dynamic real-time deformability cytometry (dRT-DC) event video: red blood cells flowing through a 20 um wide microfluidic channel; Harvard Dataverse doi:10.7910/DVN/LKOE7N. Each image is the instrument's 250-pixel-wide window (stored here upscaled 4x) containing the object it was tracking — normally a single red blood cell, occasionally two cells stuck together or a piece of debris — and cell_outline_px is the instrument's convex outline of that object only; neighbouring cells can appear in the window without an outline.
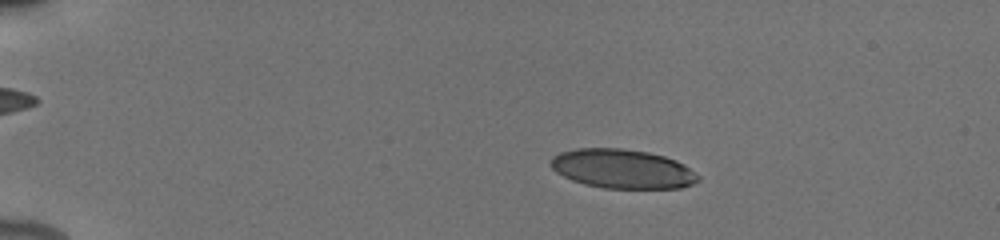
{"species": "human", "species_latin": "Homo sapiens", "temperature_condition": "cold", "stored_images_in_passage": 63, "camera_frame_rate_fps": 3000, "um_per_image_px": 0.085, "donor": {"sex": "male"}, "frame": {"image": 1, "passage_image": 10, "time_ms": 3.333, "image_size_px": [1000, 240], "cell_outline_px": [[700, 180], [692, 184], [680, 188], [604, 188], [584, 184], [572, 180], [556, 172], [548, 164], [548, 160], [552, 156], [560, 152], [576, 148], [620, 148], [648, 152], [664, 156], [676, 160], [684, 164], [700, 176]], "centroid_in_image_um": [52.88, 14.34], "position_along_channel_um": 32.1, "area_um2": 33.87}}
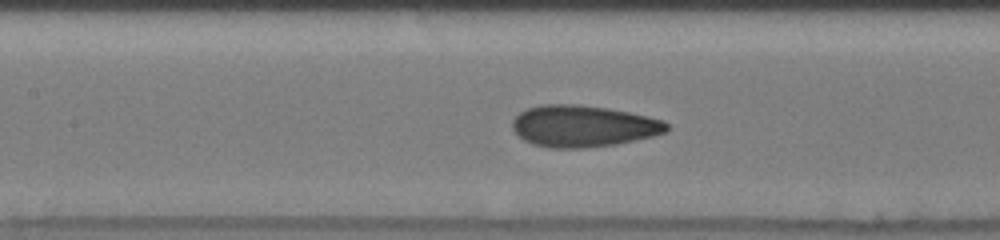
{"frame": {"image": 2, "passage_image": 25, "time_ms": 8.667, "image_size_px": [1000, 240], "cell_outline_px": [[668, 132], [652, 136], [616, 144], [584, 148], [548, 148], [532, 144], [524, 140], [512, 128], [512, 120], [520, 112], [528, 108], [544, 104], [576, 104], [608, 108], [628, 112], [664, 120], [668, 124]], "centroid_in_image_um": [49.56, 10.72], "position_along_channel_um": 157.8, "area_um2": 37.4}}
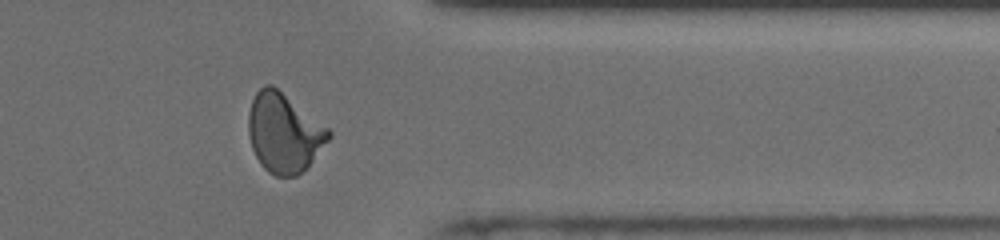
{"frame": {"image": 3, "passage_image": 51, "time_ms": 14.667, "image_size_px": [1000, 240], "cell_outline_px": [[332, 136], [308, 168], [296, 176], [276, 176], [268, 172], [260, 164], [252, 148], [248, 132], [248, 112], [252, 100], [256, 92], [264, 84], [272, 84], [328, 128], [332, 132]], "centroid_in_image_um": [24.14, 11.31], "position_along_channel_um": 387.3, "area_um2": 37.11}, "authors_computed_cell_mechanics": {"area_um2": 35.4314, "velocity_mm_per_s": 3.9174, "shape_relaxation_time_tau1_ms": 4.7437, "shape_relaxation_time_tau2_ms": 0.8966, "deformation_change_tau1": 0.1646, "deformation_change_tau2": 0.0652}}